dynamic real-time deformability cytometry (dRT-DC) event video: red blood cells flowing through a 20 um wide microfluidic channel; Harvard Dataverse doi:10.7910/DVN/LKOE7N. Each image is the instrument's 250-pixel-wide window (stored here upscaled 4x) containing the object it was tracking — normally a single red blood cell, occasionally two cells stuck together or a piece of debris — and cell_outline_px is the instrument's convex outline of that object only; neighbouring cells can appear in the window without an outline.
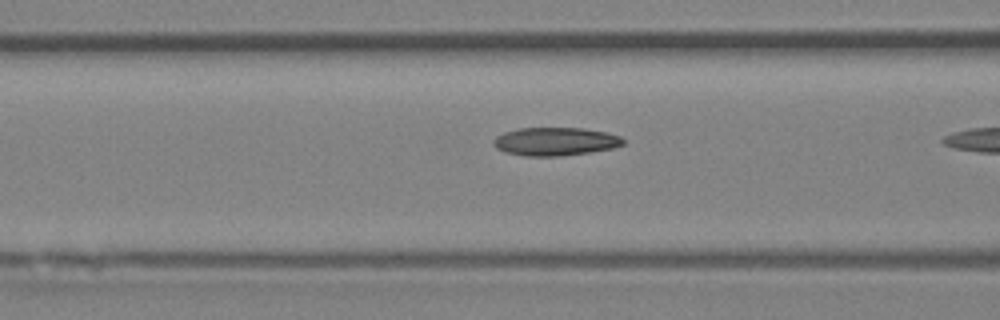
{"species": "Egyptian fruit bat (a non-hibernating species)", "species_latin": "Rousettus aegyptiacus", "temperature_condition": "room temperature", "stored_images_in_passage": 5, "camera_frame_rate_fps": 3000, "um_per_image_px": 0.085, "animal": {"sex": "female"}, "frame": {"image": 1, "passage_image": 4, "time_ms": 1.0, "image_size_px": [1000, 320], "cell_outline_px": [[624, 144], [612, 148], [592, 152], [560, 156], [524, 156], [504, 152], [496, 148], [492, 144], [492, 140], [496, 136], [504, 132], [516, 128], [584, 128], [608, 132], [620, 136], [624, 140]], "centroid_in_image_um": [47.17, 12.02], "position_along_channel_um": 119.4, "area_um2": 21.62}}